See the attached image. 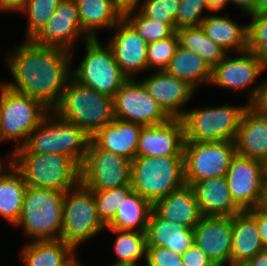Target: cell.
Instances as JSON below:
<instances>
[{
  "mask_svg": "<svg viewBox=\"0 0 267 266\" xmlns=\"http://www.w3.org/2000/svg\"><path fill=\"white\" fill-rule=\"evenodd\" d=\"M106 229L98 215L93 192L81 183L65 192L61 239L75 250Z\"/></svg>",
  "mask_w": 267,
  "mask_h": 266,
  "instance_id": "10",
  "label": "cell"
},
{
  "mask_svg": "<svg viewBox=\"0 0 267 266\" xmlns=\"http://www.w3.org/2000/svg\"><path fill=\"white\" fill-rule=\"evenodd\" d=\"M146 237L147 246L168 248L180 255L193 245V229L161 218L153 209Z\"/></svg>",
  "mask_w": 267,
  "mask_h": 266,
  "instance_id": "26",
  "label": "cell"
},
{
  "mask_svg": "<svg viewBox=\"0 0 267 266\" xmlns=\"http://www.w3.org/2000/svg\"><path fill=\"white\" fill-rule=\"evenodd\" d=\"M152 204L132 190L106 228L146 233Z\"/></svg>",
  "mask_w": 267,
  "mask_h": 266,
  "instance_id": "32",
  "label": "cell"
},
{
  "mask_svg": "<svg viewBox=\"0 0 267 266\" xmlns=\"http://www.w3.org/2000/svg\"><path fill=\"white\" fill-rule=\"evenodd\" d=\"M254 13H267V0H256Z\"/></svg>",
  "mask_w": 267,
  "mask_h": 266,
  "instance_id": "51",
  "label": "cell"
},
{
  "mask_svg": "<svg viewBox=\"0 0 267 266\" xmlns=\"http://www.w3.org/2000/svg\"><path fill=\"white\" fill-rule=\"evenodd\" d=\"M242 266H267V250L258 252L253 258H250Z\"/></svg>",
  "mask_w": 267,
  "mask_h": 266,
  "instance_id": "48",
  "label": "cell"
},
{
  "mask_svg": "<svg viewBox=\"0 0 267 266\" xmlns=\"http://www.w3.org/2000/svg\"><path fill=\"white\" fill-rule=\"evenodd\" d=\"M0 126H1V108H0Z\"/></svg>",
  "mask_w": 267,
  "mask_h": 266,
  "instance_id": "58",
  "label": "cell"
},
{
  "mask_svg": "<svg viewBox=\"0 0 267 266\" xmlns=\"http://www.w3.org/2000/svg\"><path fill=\"white\" fill-rule=\"evenodd\" d=\"M181 259L185 266H215L205 252L194 243L189 249L181 254Z\"/></svg>",
  "mask_w": 267,
  "mask_h": 266,
  "instance_id": "43",
  "label": "cell"
},
{
  "mask_svg": "<svg viewBox=\"0 0 267 266\" xmlns=\"http://www.w3.org/2000/svg\"><path fill=\"white\" fill-rule=\"evenodd\" d=\"M91 136L82 128L50 110L28 136L22 148L27 153H59L71 157L80 167L86 157Z\"/></svg>",
  "mask_w": 267,
  "mask_h": 266,
  "instance_id": "4",
  "label": "cell"
},
{
  "mask_svg": "<svg viewBox=\"0 0 267 266\" xmlns=\"http://www.w3.org/2000/svg\"><path fill=\"white\" fill-rule=\"evenodd\" d=\"M84 43L86 54L79 65L72 69V77L80 84L113 98L128 78L107 44L103 46L99 38H89Z\"/></svg>",
  "mask_w": 267,
  "mask_h": 266,
  "instance_id": "9",
  "label": "cell"
},
{
  "mask_svg": "<svg viewBox=\"0 0 267 266\" xmlns=\"http://www.w3.org/2000/svg\"><path fill=\"white\" fill-rule=\"evenodd\" d=\"M142 0H113L115 6L122 12V14L138 9L141 6Z\"/></svg>",
  "mask_w": 267,
  "mask_h": 266,
  "instance_id": "47",
  "label": "cell"
},
{
  "mask_svg": "<svg viewBox=\"0 0 267 266\" xmlns=\"http://www.w3.org/2000/svg\"><path fill=\"white\" fill-rule=\"evenodd\" d=\"M181 259V255L159 246H147L145 266H173Z\"/></svg>",
  "mask_w": 267,
  "mask_h": 266,
  "instance_id": "42",
  "label": "cell"
},
{
  "mask_svg": "<svg viewBox=\"0 0 267 266\" xmlns=\"http://www.w3.org/2000/svg\"><path fill=\"white\" fill-rule=\"evenodd\" d=\"M247 103L263 104L267 108V79L251 90Z\"/></svg>",
  "mask_w": 267,
  "mask_h": 266,
  "instance_id": "45",
  "label": "cell"
},
{
  "mask_svg": "<svg viewBox=\"0 0 267 266\" xmlns=\"http://www.w3.org/2000/svg\"><path fill=\"white\" fill-rule=\"evenodd\" d=\"M261 57V62H262V68L264 72L267 70V49L260 55Z\"/></svg>",
  "mask_w": 267,
  "mask_h": 266,
  "instance_id": "53",
  "label": "cell"
},
{
  "mask_svg": "<svg viewBox=\"0 0 267 266\" xmlns=\"http://www.w3.org/2000/svg\"><path fill=\"white\" fill-rule=\"evenodd\" d=\"M80 183L90 191L131 186V160L101 149L90 140L81 165Z\"/></svg>",
  "mask_w": 267,
  "mask_h": 266,
  "instance_id": "11",
  "label": "cell"
},
{
  "mask_svg": "<svg viewBox=\"0 0 267 266\" xmlns=\"http://www.w3.org/2000/svg\"><path fill=\"white\" fill-rule=\"evenodd\" d=\"M113 36L107 45L123 74L128 79H137L141 71L148 70L147 42L122 18L113 28Z\"/></svg>",
  "mask_w": 267,
  "mask_h": 266,
  "instance_id": "17",
  "label": "cell"
},
{
  "mask_svg": "<svg viewBox=\"0 0 267 266\" xmlns=\"http://www.w3.org/2000/svg\"><path fill=\"white\" fill-rule=\"evenodd\" d=\"M0 86V142L14 141V150H17L25 144L50 109L40 100L15 91L4 83Z\"/></svg>",
  "mask_w": 267,
  "mask_h": 266,
  "instance_id": "7",
  "label": "cell"
},
{
  "mask_svg": "<svg viewBox=\"0 0 267 266\" xmlns=\"http://www.w3.org/2000/svg\"><path fill=\"white\" fill-rule=\"evenodd\" d=\"M53 110L90 136L115 119L113 98L80 84L73 77L69 79L60 102Z\"/></svg>",
  "mask_w": 267,
  "mask_h": 266,
  "instance_id": "3",
  "label": "cell"
},
{
  "mask_svg": "<svg viewBox=\"0 0 267 266\" xmlns=\"http://www.w3.org/2000/svg\"><path fill=\"white\" fill-rule=\"evenodd\" d=\"M235 155L234 141L185 142L183 147L185 183L226 176Z\"/></svg>",
  "mask_w": 267,
  "mask_h": 266,
  "instance_id": "12",
  "label": "cell"
},
{
  "mask_svg": "<svg viewBox=\"0 0 267 266\" xmlns=\"http://www.w3.org/2000/svg\"><path fill=\"white\" fill-rule=\"evenodd\" d=\"M109 229L117 235L114 240V252L117 257L111 266H141L139 261L145 259L147 254L146 233L137 231Z\"/></svg>",
  "mask_w": 267,
  "mask_h": 266,
  "instance_id": "33",
  "label": "cell"
},
{
  "mask_svg": "<svg viewBox=\"0 0 267 266\" xmlns=\"http://www.w3.org/2000/svg\"><path fill=\"white\" fill-rule=\"evenodd\" d=\"M179 46L177 32L169 38L152 41L147 44V62L148 70L162 71L165 70L171 58Z\"/></svg>",
  "mask_w": 267,
  "mask_h": 266,
  "instance_id": "38",
  "label": "cell"
},
{
  "mask_svg": "<svg viewBox=\"0 0 267 266\" xmlns=\"http://www.w3.org/2000/svg\"><path fill=\"white\" fill-rule=\"evenodd\" d=\"M179 46L200 56L211 68L221 62L227 53L198 27L180 28L177 31Z\"/></svg>",
  "mask_w": 267,
  "mask_h": 266,
  "instance_id": "34",
  "label": "cell"
},
{
  "mask_svg": "<svg viewBox=\"0 0 267 266\" xmlns=\"http://www.w3.org/2000/svg\"><path fill=\"white\" fill-rule=\"evenodd\" d=\"M255 2L256 0H232V3H234L236 7H239L245 15L247 13H254Z\"/></svg>",
  "mask_w": 267,
  "mask_h": 266,
  "instance_id": "49",
  "label": "cell"
},
{
  "mask_svg": "<svg viewBox=\"0 0 267 266\" xmlns=\"http://www.w3.org/2000/svg\"><path fill=\"white\" fill-rule=\"evenodd\" d=\"M200 27L207 37L227 54L228 50H234L237 54L247 51V24L241 26L228 15L217 16L215 12H211L201 22Z\"/></svg>",
  "mask_w": 267,
  "mask_h": 266,
  "instance_id": "28",
  "label": "cell"
},
{
  "mask_svg": "<svg viewBox=\"0 0 267 266\" xmlns=\"http://www.w3.org/2000/svg\"><path fill=\"white\" fill-rule=\"evenodd\" d=\"M26 0H0V11L21 12Z\"/></svg>",
  "mask_w": 267,
  "mask_h": 266,
  "instance_id": "46",
  "label": "cell"
},
{
  "mask_svg": "<svg viewBox=\"0 0 267 266\" xmlns=\"http://www.w3.org/2000/svg\"><path fill=\"white\" fill-rule=\"evenodd\" d=\"M132 190L131 186H121L109 190L92 191L98 215L105 225L114 218L121 204Z\"/></svg>",
  "mask_w": 267,
  "mask_h": 266,
  "instance_id": "37",
  "label": "cell"
},
{
  "mask_svg": "<svg viewBox=\"0 0 267 266\" xmlns=\"http://www.w3.org/2000/svg\"><path fill=\"white\" fill-rule=\"evenodd\" d=\"M226 179L234 202L243 211L259 205L266 181L264 162L236 154Z\"/></svg>",
  "mask_w": 267,
  "mask_h": 266,
  "instance_id": "14",
  "label": "cell"
},
{
  "mask_svg": "<svg viewBox=\"0 0 267 266\" xmlns=\"http://www.w3.org/2000/svg\"><path fill=\"white\" fill-rule=\"evenodd\" d=\"M9 154L27 186L65 193L80 184L81 167L65 154L27 153L22 147Z\"/></svg>",
  "mask_w": 267,
  "mask_h": 266,
  "instance_id": "2",
  "label": "cell"
},
{
  "mask_svg": "<svg viewBox=\"0 0 267 266\" xmlns=\"http://www.w3.org/2000/svg\"><path fill=\"white\" fill-rule=\"evenodd\" d=\"M236 154L264 162L267 159V108L249 104L234 140Z\"/></svg>",
  "mask_w": 267,
  "mask_h": 266,
  "instance_id": "21",
  "label": "cell"
},
{
  "mask_svg": "<svg viewBox=\"0 0 267 266\" xmlns=\"http://www.w3.org/2000/svg\"><path fill=\"white\" fill-rule=\"evenodd\" d=\"M179 0H144L138 8L146 17L168 24L175 31Z\"/></svg>",
  "mask_w": 267,
  "mask_h": 266,
  "instance_id": "39",
  "label": "cell"
},
{
  "mask_svg": "<svg viewBox=\"0 0 267 266\" xmlns=\"http://www.w3.org/2000/svg\"><path fill=\"white\" fill-rule=\"evenodd\" d=\"M202 216H234L243 211L233 200L226 176L190 183Z\"/></svg>",
  "mask_w": 267,
  "mask_h": 266,
  "instance_id": "22",
  "label": "cell"
},
{
  "mask_svg": "<svg viewBox=\"0 0 267 266\" xmlns=\"http://www.w3.org/2000/svg\"><path fill=\"white\" fill-rule=\"evenodd\" d=\"M184 184V156L135 157L131 161V187L152 205Z\"/></svg>",
  "mask_w": 267,
  "mask_h": 266,
  "instance_id": "5",
  "label": "cell"
},
{
  "mask_svg": "<svg viewBox=\"0 0 267 266\" xmlns=\"http://www.w3.org/2000/svg\"><path fill=\"white\" fill-rule=\"evenodd\" d=\"M123 18L147 43L169 38L175 33L168 24L146 17L139 9L124 13Z\"/></svg>",
  "mask_w": 267,
  "mask_h": 266,
  "instance_id": "35",
  "label": "cell"
},
{
  "mask_svg": "<svg viewBox=\"0 0 267 266\" xmlns=\"http://www.w3.org/2000/svg\"><path fill=\"white\" fill-rule=\"evenodd\" d=\"M79 261H80V260L76 259V260L74 261V263L71 264L70 266H80V263H81V262H79Z\"/></svg>",
  "mask_w": 267,
  "mask_h": 266,
  "instance_id": "56",
  "label": "cell"
},
{
  "mask_svg": "<svg viewBox=\"0 0 267 266\" xmlns=\"http://www.w3.org/2000/svg\"><path fill=\"white\" fill-rule=\"evenodd\" d=\"M173 266H185V264H184V262L182 261V259H180V260L178 261V263H177V264H174Z\"/></svg>",
  "mask_w": 267,
  "mask_h": 266,
  "instance_id": "55",
  "label": "cell"
},
{
  "mask_svg": "<svg viewBox=\"0 0 267 266\" xmlns=\"http://www.w3.org/2000/svg\"><path fill=\"white\" fill-rule=\"evenodd\" d=\"M62 0H26L21 13L28 19L26 40H32L54 15Z\"/></svg>",
  "mask_w": 267,
  "mask_h": 266,
  "instance_id": "36",
  "label": "cell"
},
{
  "mask_svg": "<svg viewBox=\"0 0 267 266\" xmlns=\"http://www.w3.org/2000/svg\"><path fill=\"white\" fill-rule=\"evenodd\" d=\"M265 175L267 179V159L264 161Z\"/></svg>",
  "mask_w": 267,
  "mask_h": 266,
  "instance_id": "57",
  "label": "cell"
},
{
  "mask_svg": "<svg viewBox=\"0 0 267 266\" xmlns=\"http://www.w3.org/2000/svg\"><path fill=\"white\" fill-rule=\"evenodd\" d=\"M152 209L171 222L193 229L202 218L193 187L184 184L166 197L156 201Z\"/></svg>",
  "mask_w": 267,
  "mask_h": 266,
  "instance_id": "23",
  "label": "cell"
},
{
  "mask_svg": "<svg viewBox=\"0 0 267 266\" xmlns=\"http://www.w3.org/2000/svg\"><path fill=\"white\" fill-rule=\"evenodd\" d=\"M238 54L239 56L233 58L228 53L221 62L212 68L210 85L245 90L264 73L259 55L248 50Z\"/></svg>",
  "mask_w": 267,
  "mask_h": 266,
  "instance_id": "20",
  "label": "cell"
},
{
  "mask_svg": "<svg viewBox=\"0 0 267 266\" xmlns=\"http://www.w3.org/2000/svg\"><path fill=\"white\" fill-rule=\"evenodd\" d=\"M6 55L5 61L14 80L4 84L40 100L53 110L72 77V52L61 47L40 46L25 39Z\"/></svg>",
  "mask_w": 267,
  "mask_h": 266,
  "instance_id": "1",
  "label": "cell"
},
{
  "mask_svg": "<svg viewBox=\"0 0 267 266\" xmlns=\"http://www.w3.org/2000/svg\"><path fill=\"white\" fill-rule=\"evenodd\" d=\"M179 10L175 18V32L180 28L198 27L207 16L203 11H209L206 0H179Z\"/></svg>",
  "mask_w": 267,
  "mask_h": 266,
  "instance_id": "41",
  "label": "cell"
},
{
  "mask_svg": "<svg viewBox=\"0 0 267 266\" xmlns=\"http://www.w3.org/2000/svg\"><path fill=\"white\" fill-rule=\"evenodd\" d=\"M247 50L261 55L267 49V13H247Z\"/></svg>",
  "mask_w": 267,
  "mask_h": 266,
  "instance_id": "40",
  "label": "cell"
},
{
  "mask_svg": "<svg viewBox=\"0 0 267 266\" xmlns=\"http://www.w3.org/2000/svg\"><path fill=\"white\" fill-rule=\"evenodd\" d=\"M207 1V7L209 9V13L211 12H219L226 6L229 2L231 3L232 0H206Z\"/></svg>",
  "mask_w": 267,
  "mask_h": 266,
  "instance_id": "50",
  "label": "cell"
},
{
  "mask_svg": "<svg viewBox=\"0 0 267 266\" xmlns=\"http://www.w3.org/2000/svg\"><path fill=\"white\" fill-rule=\"evenodd\" d=\"M249 103L185 110L180 118L184 127L185 142L234 141L241 118Z\"/></svg>",
  "mask_w": 267,
  "mask_h": 266,
  "instance_id": "8",
  "label": "cell"
},
{
  "mask_svg": "<svg viewBox=\"0 0 267 266\" xmlns=\"http://www.w3.org/2000/svg\"><path fill=\"white\" fill-rule=\"evenodd\" d=\"M141 82L170 118L180 119L183 116L185 110L182 107L192 99L195 92L186 81L165 70L155 71Z\"/></svg>",
  "mask_w": 267,
  "mask_h": 266,
  "instance_id": "18",
  "label": "cell"
},
{
  "mask_svg": "<svg viewBox=\"0 0 267 266\" xmlns=\"http://www.w3.org/2000/svg\"><path fill=\"white\" fill-rule=\"evenodd\" d=\"M116 119L143 126L159 125L171 119L148 93L141 79H128L113 97Z\"/></svg>",
  "mask_w": 267,
  "mask_h": 266,
  "instance_id": "13",
  "label": "cell"
},
{
  "mask_svg": "<svg viewBox=\"0 0 267 266\" xmlns=\"http://www.w3.org/2000/svg\"><path fill=\"white\" fill-rule=\"evenodd\" d=\"M64 194L27 186L22 212L14 227H22L32 240L60 239Z\"/></svg>",
  "mask_w": 267,
  "mask_h": 266,
  "instance_id": "6",
  "label": "cell"
},
{
  "mask_svg": "<svg viewBox=\"0 0 267 266\" xmlns=\"http://www.w3.org/2000/svg\"><path fill=\"white\" fill-rule=\"evenodd\" d=\"M89 38L81 28L76 1L62 0L54 15L32 41L40 46L61 47L73 53L79 39L85 42Z\"/></svg>",
  "mask_w": 267,
  "mask_h": 266,
  "instance_id": "15",
  "label": "cell"
},
{
  "mask_svg": "<svg viewBox=\"0 0 267 266\" xmlns=\"http://www.w3.org/2000/svg\"><path fill=\"white\" fill-rule=\"evenodd\" d=\"M232 216H202L193 228V243L215 266H231Z\"/></svg>",
  "mask_w": 267,
  "mask_h": 266,
  "instance_id": "16",
  "label": "cell"
},
{
  "mask_svg": "<svg viewBox=\"0 0 267 266\" xmlns=\"http://www.w3.org/2000/svg\"><path fill=\"white\" fill-rule=\"evenodd\" d=\"M26 190L23 176L10 162L0 173V215L12 226L21 215Z\"/></svg>",
  "mask_w": 267,
  "mask_h": 266,
  "instance_id": "30",
  "label": "cell"
},
{
  "mask_svg": "<svg viewBox=\"0 0 267 266\" xmlns=\"http://www.w3.org/2000/svg\"><path fill=\"white\" fill-rule=\"evenodd\" d=\"M264 249L256 217L249 210L232 216L231 266H242Z\"/></svg>",
  "mask_w": 267,
  "mask_h": 266,
  "instance_id": "25",
  "label": "cell"
},
{
  "mask_svg": "<svg viewBox=\"0 0 267 266\" xmlns=\"http://www.w3.org/2000/svg\"><path fill=\"white\" fill-rule=\"evenodd\" d=\"M142 127L143 125L115 118L92 135L91 140L99 148L132 161L136 157Z\"/></svg>",
  "mask_w": 267,
  "mask_h": 266,
  "instance_id": "24",
  "label": "cell"
},
{
  "mask_svg": "<svg viewBox=\"0 0 267 266\" xmlns=\"http://www.w3.org/2000/svg\"><path fill=\"white\" fill-rule=\"evenodd\" d=\"M165 71L186 81L195 90L199 85L210 84L212 77V68L200 56L180 46Z\"/></svg>",
  "mask_w": 267,
  "mask_h": 266,
  "instance_id": "31",
  "label": "cell"
},
{
  "mask_svg": "<svg viewBox=\"0 0 267 266\" xmlns=\"http://www.w3.org/2000/svg\"><path fill=\"white\" fill-rule=\"evenodd\" d=\"M184 143L181 119L171 118L159 125L143 126L136 157L183 156Z\"/></svg>",
  "mask_w": 267,
  "mask_h": 266,
  "instance_id": "19",
  "label": "cell"
},
{
  "mask_svg": "<svg viewBox=\"0 0 267 266\" xmlns=\"http://www.w3.org/2000/svg\"><path fill=\"white\" fill-rule=\"evenodd\" d=\"M76 250L60 239L27 242L19 255L25 266H70L77 259Z\"/></svg>",
  "mask_w": 267,
  "mask_h": 266,
  "instance_id": "27",
  "label": "cell"
},
{
  "mask_svg": "<svg viewBox=\"0 0 267 266\" xmlns=\"http://www.w3.org/2000/svg\"><path fill=\"white\" fill-rule=\"evenodd\" d=\"M1 158V157H0ZM8 160H7V163L4 162L2 159H0V173L4 170V168L7 167V165L10 163V154L9 156H7ZM6 163V165H5Z\"/></svg>",
  "mask_w": 267,
  "mask_h": 266,
  "instance_id": "54",
  "label": "cell"
},
{
  "mask_svg": "<svg viewBox=\"0 0 267 266\" xmlns=\"http://www.w3.org/2000/svg\"><path fill=\"white\" fill-rule=\"evenodd\" d=\"M263 211L267 212V179L265 181L263 190H262V195H261V200L258 205Z\"/></svg>",
  "mask_w": 267,
  "mask_h": 266,
  "instance_id": "52",
  "label": "cell"
},
{
  "mask_svg": "<svg viewBox=\"0 0 267 266\" xmlns=\"http://www.w3.org/2000/svg\"><path fill=\"white\" fill-rule=\"evenodd\" d=\"M75 1L81 28L90 38H97L98 31L103 28L112 29L123 18L122 12L115 6L113 0Z\"/></svg>",
  "mask_w": 267,
  "mask_h": 266,
  "instance_id": "29",
  "label": "cell"
},
{
  "mask_svg": "<svg viewBox=\"0 0 267 266\" xmlns=\"http://www.w3.org/2000/svg\"><path fill=\"white\" fill-rule=\"evenodd\" d=\"M249 211L256 217L258 233L264 248L267 250V212L263 211L259 206H256Z\"/></svg>",
  "mask_w": 267,
  "mask_h": 266,
  "instance_id": "44",
  "label": "cell"
}]
</instances>
